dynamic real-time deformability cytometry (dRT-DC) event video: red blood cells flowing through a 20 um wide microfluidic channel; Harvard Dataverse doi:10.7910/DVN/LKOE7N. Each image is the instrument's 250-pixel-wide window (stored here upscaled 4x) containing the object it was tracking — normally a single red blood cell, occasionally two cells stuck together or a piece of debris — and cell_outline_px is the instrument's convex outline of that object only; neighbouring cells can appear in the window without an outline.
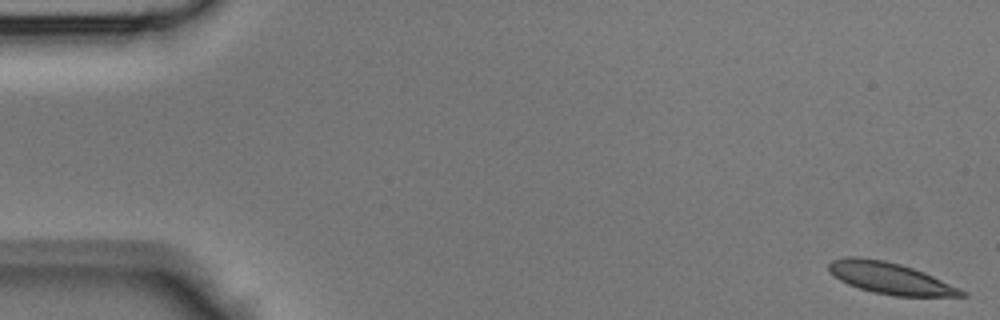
{"species": "Egyptian fruit bat (a non-hibernating species)", "species_latin": "Rousettus aegyptiacus", "temperature_condition": "room temperature", "stored_images_in_passage": 8, "camera_frame_rate_fps": 3000, "um_per_image_px": 0.085, "animal": {"sex": "male"}, "frame": {"image": 1, "passage_image": 1, "time_ms": 0.0, "image_size_px": [1000, 320], "cell_outline_px": [[968, 296], [896, 296], [872, 292], [848, 284], [840, 280], [828, 272], [828, 264], [832, 260], [844, 256], [856, 256], [884, 260], [900, 264], [924, 272], [960, 288], [968, 292]], "centroid_in_image_um": [75.65, 23.64], "position_along_channel_um": 9.4, "area_um2": 24.45}}